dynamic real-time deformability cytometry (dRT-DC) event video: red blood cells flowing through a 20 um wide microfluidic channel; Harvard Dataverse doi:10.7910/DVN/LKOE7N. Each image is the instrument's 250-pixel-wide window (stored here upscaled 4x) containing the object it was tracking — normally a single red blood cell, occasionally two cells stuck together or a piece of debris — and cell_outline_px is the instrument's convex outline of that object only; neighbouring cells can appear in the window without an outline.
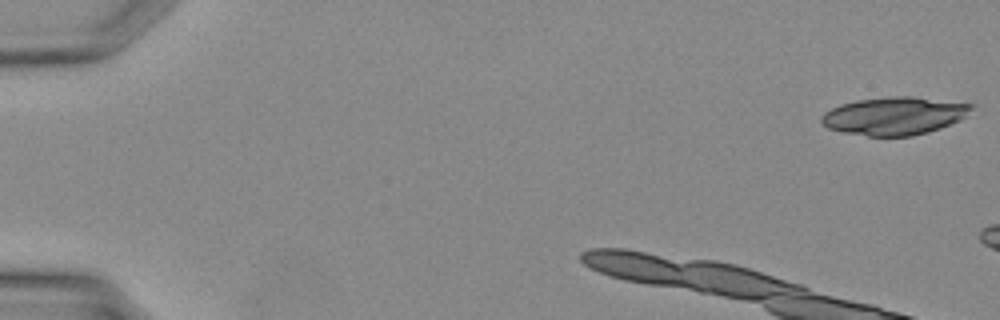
{"species": "Egyptian fruit bat (a non-hibernating species)", "species_latin": "Rousettus aegyptiacus", "temperature_condition": "warm", "stored_images_in_passage": 5, "camera_frame_rate_fps": 3000, "um_per_image_px": 0.085, "animal": {"sex": "female"}, "frame": {"image": 1, "passage_image": 1, "time_ms": 0.0, "image_size_px": [1000, 320], "cell_outline_px": [[976, 104], [960, 120], [940, 128], [928, 132], [912, 136], [868, 136], [840, 132], [828, 128], [820, 120], [820, 116], [824, 112], [840, 104], [856, 100], [888, 96], [912, 96]], "centroid_in_image_um": [75.99, 9.84], "position_along_channel_um": 9.0, "area_um2": 33.29}}